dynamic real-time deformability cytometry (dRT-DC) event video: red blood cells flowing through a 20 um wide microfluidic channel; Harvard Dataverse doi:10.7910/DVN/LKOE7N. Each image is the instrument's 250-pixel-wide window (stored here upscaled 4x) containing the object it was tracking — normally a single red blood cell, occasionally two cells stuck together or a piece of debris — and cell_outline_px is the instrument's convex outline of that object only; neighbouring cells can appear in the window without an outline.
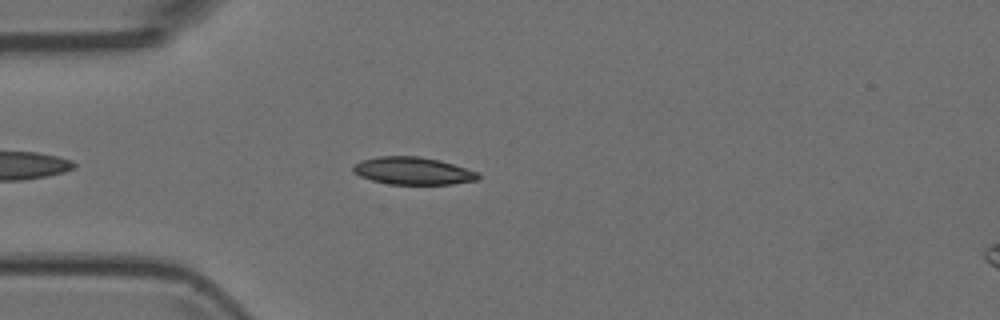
{"species": "Egyptian fruit bat (a non-hibernating species)", "species_latin": "Rousettus aegyptiacus", "temperature_condition": "room temperature", "stored_images_in_passage": 6, "camera_frame_rate_fps": 3000, "um_per_image_px": 0.085, "animal": {"sex": "female"}, "frame": {"image": 1, "passage_image": 4, "time_ms": 1.0, "image_size_px": [1000, 320], "cell_outline_px": [[480, 176], [476, 180], [452, 184], [388, 184], [372, 180], [360, 176], [352, 172], [352, 164], [360, 160], [380, 156], [420, 156], [440, 160], [480, 172]], "centroid_in_image_um": [35.08, 14.51], "position_along_channel_um": 49.9, "area_um2": 20.23}}